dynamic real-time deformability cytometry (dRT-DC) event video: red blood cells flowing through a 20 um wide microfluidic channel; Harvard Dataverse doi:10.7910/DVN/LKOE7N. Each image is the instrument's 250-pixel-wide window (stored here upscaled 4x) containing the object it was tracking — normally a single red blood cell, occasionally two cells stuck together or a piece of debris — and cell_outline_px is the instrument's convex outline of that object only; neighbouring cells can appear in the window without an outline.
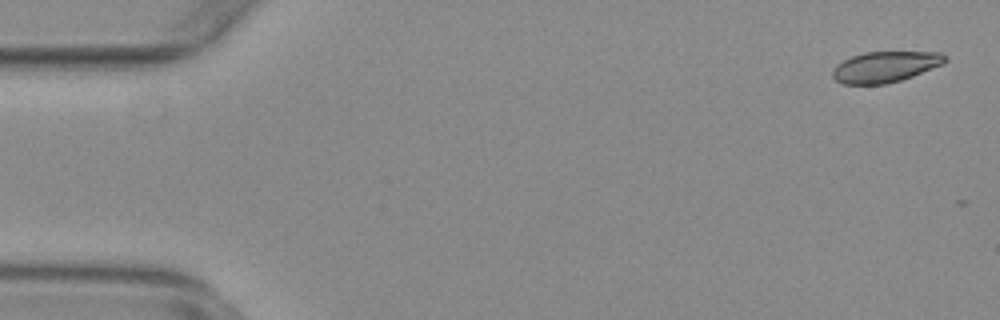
{"species": "common noctule bat (a hibernating species)", "species_latin": "Nyctalus noctula", "temperature_condition": "warm", "stored_images_in_passage": 7, "camera_frame_rate_fps": 3000, "um_per_image_px": 0.085, "animal": {"sex": "female", "body_mass_g": 29.2, "forearm_length_mm": 56.3}, "frame": {"image": 1, "passage_image": 2, "time_ms": 0.333, "image_size_px": [1000, 320], "cell_outline_px": [[948, 60], [944, 64], [912, 76], [900, 80], [884, 84], [844, 84], [836, 80], [832, 76], [832, 68], [836, 64], [852, 56], [864, 52], [940, 52], [948, 56]], "centroid_in_image_um": [75.26, 5.67], "position_along_channel_um": 9.7, "area_um2": 20.29}}